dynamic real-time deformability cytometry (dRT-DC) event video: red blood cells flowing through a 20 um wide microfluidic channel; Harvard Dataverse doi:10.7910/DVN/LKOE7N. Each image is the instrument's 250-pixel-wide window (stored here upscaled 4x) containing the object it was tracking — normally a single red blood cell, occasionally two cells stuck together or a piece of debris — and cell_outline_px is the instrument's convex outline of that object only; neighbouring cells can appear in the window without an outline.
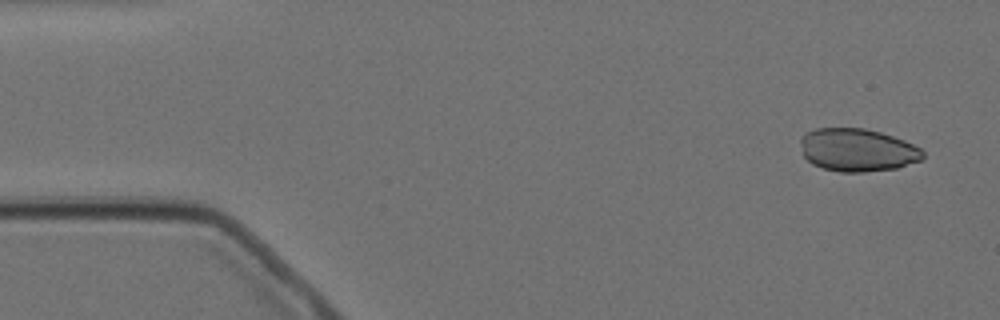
{"species": "Egyptian fruit bat (a non-hibernating species)", "species_latin": "Rousettus aegyptiacus", "temperature_condition": "cold", "stored_images_in_passage": 9, "camera_frame_rate_fps": 3000, "um_per_image_px": 0.085, "animal": {"sex": "female"}, "frame": {"image": 1, "passage_image": 1, "time_ms": 0.0, "image_size_px": [1000, 320], "cell_outline_px": [[924, 160], [896, 168], [864, 172], [840, 172], [824, 168], [812, 164], [804, 156], [800, 140], [800, 136], [816, 128], [864, 128], [880, 132], [904, 140], [920, 148], [924, 152]], "centroid_in_image_um": [72.9, 12.75], "position_along_channel_um": 12.1, "area_um2": 30.63}}
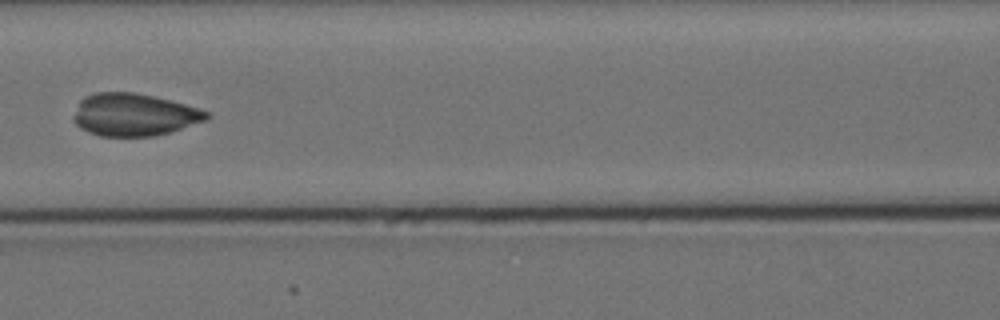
{"frame": {"image": 2, "passage_image": 7, "time_ms": 7.0, "image_size_px": [1000, 320], "cell_outline_px": [[212, 116], [208, 120], [172, 132], [156, 136], [100, 136], [88, 132], [80, 128], [72, 120], [72, 116], [80, 100], [84, 96], [96, 92], [136, 92], [200, 108], [208, 112]], "centroid_in_image_um": [11.4, 9.76], "position_along_channel_um": 155.2, "area_um2": 33.29}}
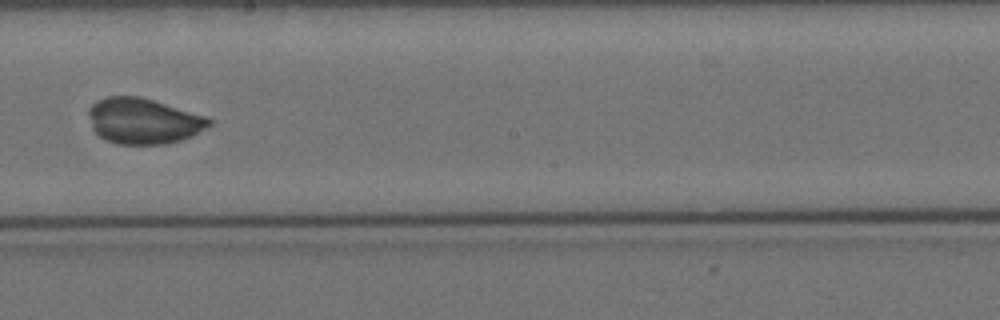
{"frame": {"image": 3, "passage_image": 9, "time_ms": 9.333, "image_size_px": [1000, 320], "cell_outline_px": [[216, 120], [212, 124], [192, 136], [180, 140], [164, 144], [116, 144], [104, 140], [92, 128], [88, 112], [88, 108], [96, 100], [108, 96], [140, 96], [204, 116]], "centroid_in_image_um": [12.17, 10.29], "position_along_channel_um": 236.0, "area_um2": 32.08}}